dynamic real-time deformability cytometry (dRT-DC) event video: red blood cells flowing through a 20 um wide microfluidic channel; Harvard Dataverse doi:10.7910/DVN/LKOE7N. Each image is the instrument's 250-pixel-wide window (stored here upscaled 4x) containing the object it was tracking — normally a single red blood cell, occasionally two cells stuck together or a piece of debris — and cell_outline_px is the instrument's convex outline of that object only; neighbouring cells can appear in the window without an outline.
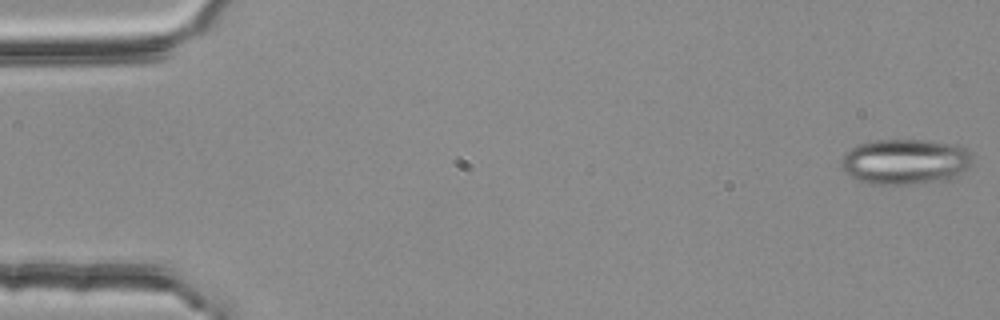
{"species": "common noctule bat (a hibernating species)", "species_latin": "Nyctalus noctula", "temperature_condition": "room temperature", "stored_images_in_passage": 5, "camera_frame_rate_fps": 3000, "um_per_image_px": 0.085, "animal": {"sex": "female", "body_mass_g": 25.1}, "frame": {"image": 1, "passage_image": 1, "time_ms": 0.0, "image_size_px": [1000, 320], "cell_outline_px": [[972, 164], [960, 176], [952, 180], [908, 184], [868, 184], [844, 172], [840, 168], [840, 160], [844, 152], [856, 144], [872, 140], [928, 140], [960, 144], [972, 152]], "centroid_in_image_um": [76.98, 13.73], "position_along_channel_um": 8.0, "area_um2": 35.78}}